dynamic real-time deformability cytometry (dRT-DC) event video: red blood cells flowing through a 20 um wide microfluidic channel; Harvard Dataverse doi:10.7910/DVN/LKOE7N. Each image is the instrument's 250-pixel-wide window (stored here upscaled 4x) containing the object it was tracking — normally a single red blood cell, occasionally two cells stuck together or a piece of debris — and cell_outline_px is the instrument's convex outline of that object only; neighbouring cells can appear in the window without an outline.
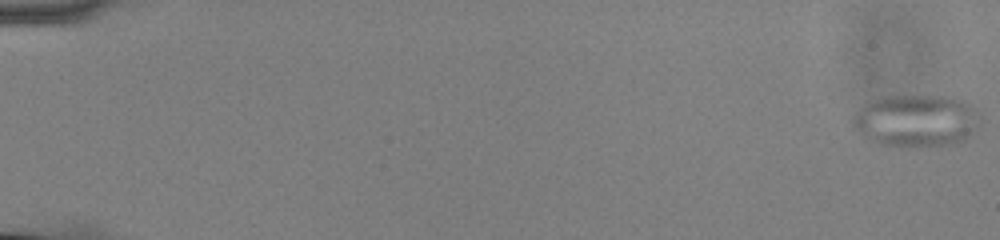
{"species": "common noctule bat (a hibernating species)", "species_latin": "Nyctalus noctula", "temperature_condition": "cold", "stored_images_in_passage": 58, "camera_frame_rate_fps": 3000, "um_per_image_px": 0.085, "animal": {"sex": "male", "body_mass_g": 13.0, "forearm_length_mm": 53.1}, "frame": {"image": 1, "passage_image": 1, "time_ms": 0.0, "image_size_px": [1000, 240], "cell_outline_px": [[976, 124], [968, 136], [960, 144], [908, 148], [876, 144], [860, 136], [852, 128], [852, 116], [872, 96], [944, 96], [964, 100], [976, 108]], "centroid_in_image_um": [77.76, 10.28], "position_along_channel_um": 7.2, "area_um2": 39.59}}
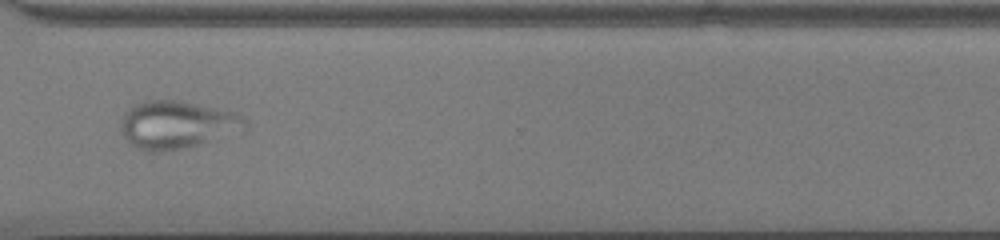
{"frame": {"image": 2, "passage_image": 44, "time_ms": 14.333, "image_size_px": [1000, 240], "cell_outline_px": [[248, 132], [184, 148], [160, 152], [144, 152], [136, 148], [124, 136], [120, 128], [120, 120], [124, 112], [136, 104], [148, 100], [176, 100], [240, 112], [244, 116], [248, 124]], "centroid_in_image_um": [15.15, 10.62], "position_along_channel_um": 355.5, "area_um2": 35.55}}
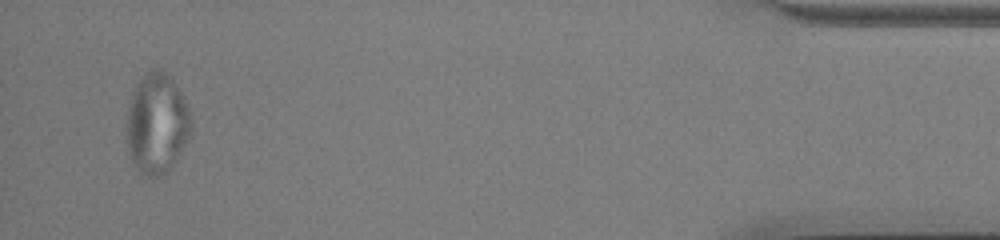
{"frame": {"image": 3, "passage_image": 55, "time_ms": 18.0, "image_size_px": [1000, 240], "cell_outline_px": [[192, 128], [188, 140], [176, 160], [168, 172], [156, 176], [148, 176], [140, 172], [136, 168], [128, 152], [128, 108], [132, 92], [140, 80], [152, 68], [160, 68], [168, 72], [176, 84], [188, 108], [192, 124]], "centroid_in_image_um": [13.36, 10.49], "position_along_channel_um": 421.8, "area_um2": 37.51}}